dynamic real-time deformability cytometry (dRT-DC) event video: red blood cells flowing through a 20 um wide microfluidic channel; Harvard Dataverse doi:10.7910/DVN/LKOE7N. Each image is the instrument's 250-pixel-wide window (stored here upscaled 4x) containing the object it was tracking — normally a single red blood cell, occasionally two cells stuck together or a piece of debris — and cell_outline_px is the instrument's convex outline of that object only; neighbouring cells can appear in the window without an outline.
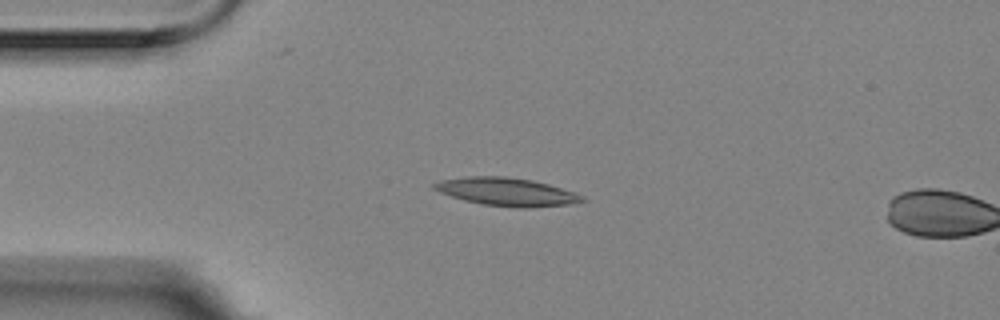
{"species": "Egyptian fruit bat (a non-hibernating species)", "species_latin": "Rousettus aegyptiacus", "temperature_condition": "room temperature", "stored_images_in_passage": 5, "camera_frame_rate_fps": 3000, "um_per_image_px": 0.085, "animal": {"sex": "female"}, "frame": {"image": 1, "passage_image": 4, "time_ms": 1.0, "image_size_px": [1000, 320], "cell_outline_px": [[588, 200], [568, 204], [528, 208], [520, 208], [484, 204], [464, 200], [440, 192], [432, 188], [432, 184], [440, 180], [468, 176], [504, 176], [532, 180], [548, 184], [584, 196]], "centroid_in_image_um": [43.05, 16.3], "position_along_channel_um": 41.9, "area_um2": 23.99}}